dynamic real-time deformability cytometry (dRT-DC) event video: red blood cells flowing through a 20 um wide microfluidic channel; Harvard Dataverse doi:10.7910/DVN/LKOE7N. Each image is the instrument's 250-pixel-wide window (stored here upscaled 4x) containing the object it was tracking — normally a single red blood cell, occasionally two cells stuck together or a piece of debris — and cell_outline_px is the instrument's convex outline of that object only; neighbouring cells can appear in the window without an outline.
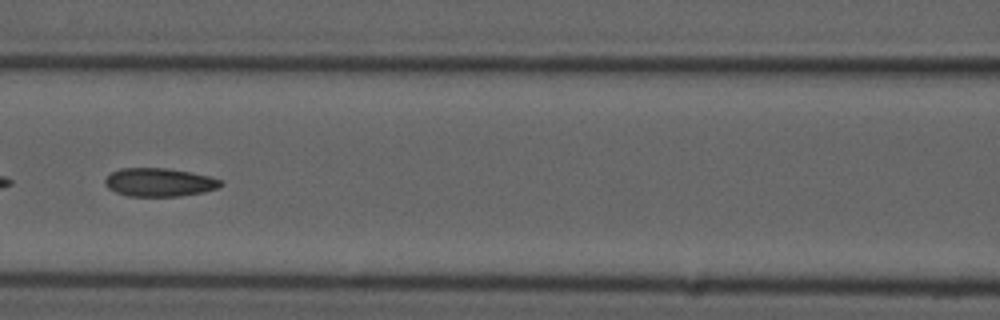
{"species": "common noctule bat (a hibernating species)", "species_latin": "Nyctalus noctula", "temperature_condition": "cold", "stored_images_in_passage": 52, "camera_frame_rate_fps": 3000, "um_per_image_px": 0.085, "animal": {"sex": "male", "forearm_length_mm": 52.5}, "frame": {"image": 1, "passage_image": 21, "time_ms": 6.667, "image_size_px": [1000, 320], "cell_outline_px": [[224, 184], [216, 188], [204, 192], [180, 196], [128, 196], [116, 192], [108, 188], [104, 184], [104, 180], [112, 172], [120, 168], [168, 168], [208, 176], [224, 180]], "centroid_in_image_um": [13.54, 15.49], "position_along_channel_um": 153.1, "area_um2": 19.13}}
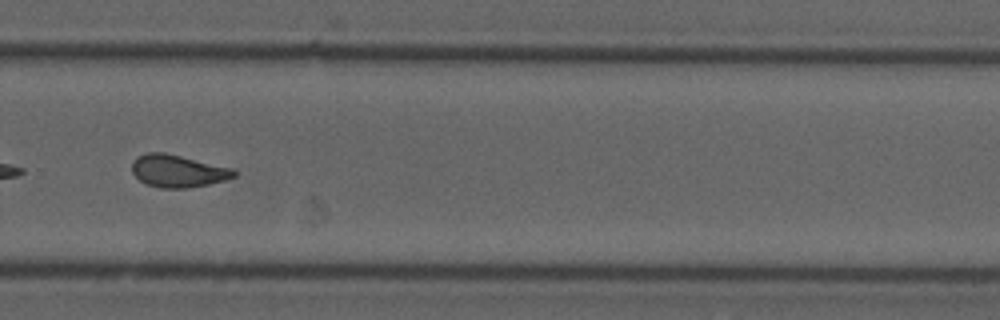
{"frame": {"image": 2, "passage_image": 34, "time_ms": 11.0, "image_size_px": [1000, 320], "cell_outline_px": [[236, 176], [224, 180], [208, 184], [184, 188], [160, 188], [144, 184], [132, 172], [132, 160], [136, 156], [148, 152], [164, 152], [232, 168], [236, 172]], "centroid_in_image_um": [15.07, 14.53], "position_along_channel_um": 314.7, "area_um2": 19.25}}
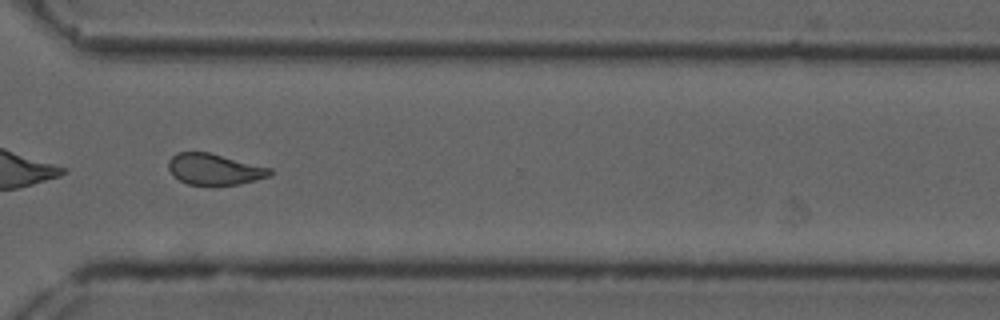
{"frame": {"image": 3, "passage_image": 37, "time_ms": 12.0, "image_size_px": [1000, 320], "cell_outline_px": [[272, 176], [240, 184], [212, 188], [208, 188], [188, 184], [180, 180], [168, 168], [168, 160], [176, 152], [208, 152], [272, 168]], "centroid_in_image_um": [18.25, 14.43], "position_along_channel_um": 352.4, "area_um2": 19.02}}